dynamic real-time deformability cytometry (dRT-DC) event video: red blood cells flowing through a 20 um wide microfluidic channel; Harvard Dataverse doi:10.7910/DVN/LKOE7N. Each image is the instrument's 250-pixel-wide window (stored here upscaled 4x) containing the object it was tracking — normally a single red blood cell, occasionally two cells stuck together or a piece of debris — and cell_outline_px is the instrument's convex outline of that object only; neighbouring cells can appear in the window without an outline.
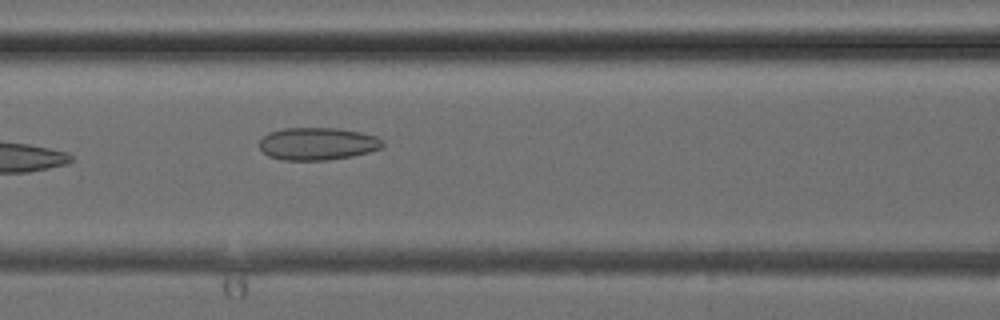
{"species": "common noctule bat (a hibernating species)", "species_latin": "Nyctalus noctula", "temperature_condition": "cold", "stored_images_in_passage": 6, "camera_frame_rate_fps": 3000, "um_per_image_px": 0.085, "animal": {"sex": "female", "body_mass_g": 24.6, "forearm_length_mm": 56.2}, "frame": {"image": 1, "passage_image": 6, "time_ms": 6.667, "image_size_px": [1000, 320], "cell_outline_px": [[384, 144], [380, 148], [368, 152], [352, 156], [328, 160], [284, 160], [268, 156], [260, 148], [260, 140], [268, 132], [284, 128], [336, 128], [360, 132], [376, 136], [384, 140]], "centroid_in_image_um": [26.99, 12.22], "position_along_channel_um": 139.6, "area_um2": 23.35}}